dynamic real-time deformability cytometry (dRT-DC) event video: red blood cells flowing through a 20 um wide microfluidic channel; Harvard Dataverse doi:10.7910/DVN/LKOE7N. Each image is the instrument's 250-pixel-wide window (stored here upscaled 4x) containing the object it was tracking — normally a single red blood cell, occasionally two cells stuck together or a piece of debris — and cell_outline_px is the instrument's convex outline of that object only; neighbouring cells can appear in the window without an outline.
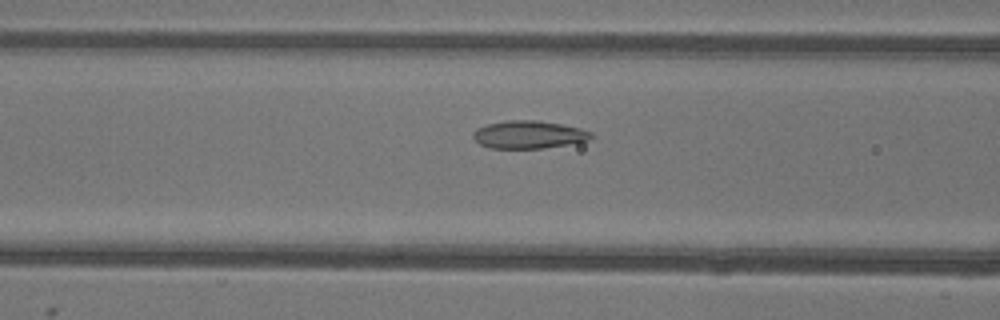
{"species": "common noctule bat (a hibernating species)", "species_latin": "Nyctalus noctula", "temperature_condition": "warm", "stored_images_in_passage": 53, "camera_frame_rate_fps": 3000, "um_per_image_px": 0.085, "animal": {"sex": "female"}, "frame": {"image": 1, "passage_image": 21, "time_ms": 6.667, "image_size_px": [1000, 320], "cell_outline_px": [[596, 136], [588, 140], [568, 144], [544, 148], [488, 148], [480, 144], [472, 136], [472, 132], [476, 128], [488, 124], [504, 120], [536, 120], [560, 124], [580, 128], [592, 132]], "centroid_in_image_um": [44.93, 11.44], "position_along_channel_um": 121.7, "area_um2": 19.19}}
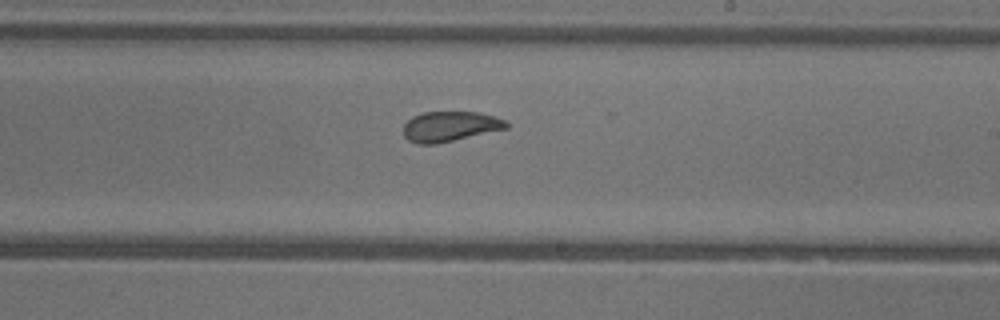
{"frame": {"image": 2, "passage_image": 31, "time_ms": 10.0, "image_size_px": [1000, 320], "cell_outline_px": [[508, 128], [436, 144], [416, 144], [408, 140], [404, 136], [404, 124], [412, 116], [424, 112], [476, 112], [496, 116], [508, 120]], "centroid_in_image_um": [38.26, 10.74], "position_along_channel_um": 250.7, "area_um2": 18.15}}
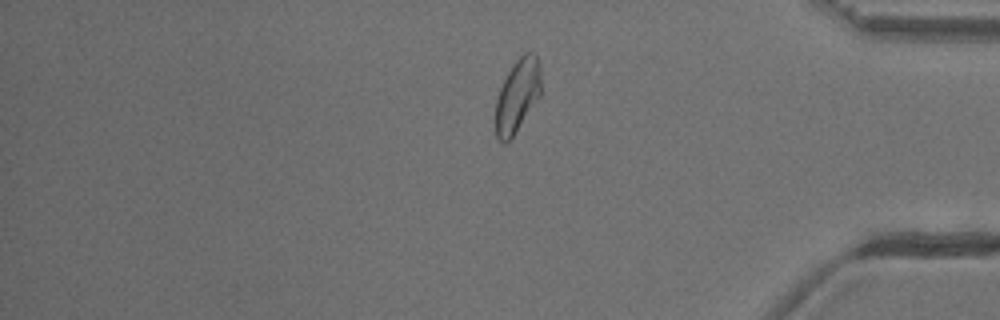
{"frame": {"image": 3, "passage_image": 44, "time_ms": 14.333, "image_size_px": [1000, 320], "cell_outline_px": [[540, 96], [512, 136], [504, 144], [496, 136], [496, 100], [500, 88], [512, 64], [524, 52], [536, 52], [540, 64]], "centroid_in_image_um": [43.99, 8.06], "position_along_channel_um": 391.2, "area_um2": 19.13}, "authors_computed_cell_mechanics": {"area_um2": 20.519, "velocity_mm_per_s": 3.8746, "shape_relaxation_time_tau1_ms": 8.5272, "shape_relaxation_time_tau2_ms": 1.3053, "deformation_change_tau1": 0.1726, "deformation_change_tau2": 0.0664}}